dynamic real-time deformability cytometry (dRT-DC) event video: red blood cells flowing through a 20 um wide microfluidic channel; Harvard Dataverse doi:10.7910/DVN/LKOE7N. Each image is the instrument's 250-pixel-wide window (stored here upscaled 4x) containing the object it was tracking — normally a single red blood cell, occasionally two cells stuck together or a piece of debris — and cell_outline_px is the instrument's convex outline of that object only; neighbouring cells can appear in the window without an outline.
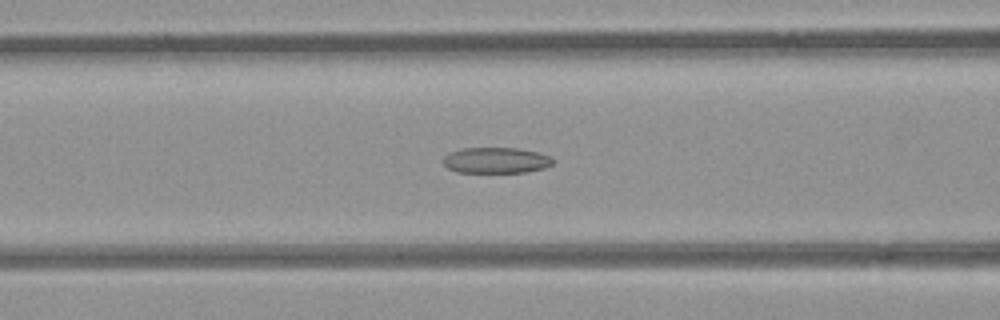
{"species": "common noctule bat (a hibernating species)", "species_latin": "Nyctalus noctula", "temperature_condition": "room temperature", "stored_images_in_passage": 37, "camera_frame_rate_fps": 3000, "um_per_image_px": 0.085, "animal": {"sex": "female", "body_mass_g": 21.9}, "frame": {"image": 1, "passage_image": 6, "time_ms": 1.667, "image_size_px": [1000, 320], "cell_outline_px": [[556, 160], [552, 164], [544, 168], [528, 172], [456, 172], [448, 168], [444, 164], [444, 156], [448, 152], [460, 148], [516, 148], [536, 152], [552, 156]], "centroid_in_image_um": [42.17, 13.62], "position_along_channel_um": 124.4, "area_um2": 16.65}}
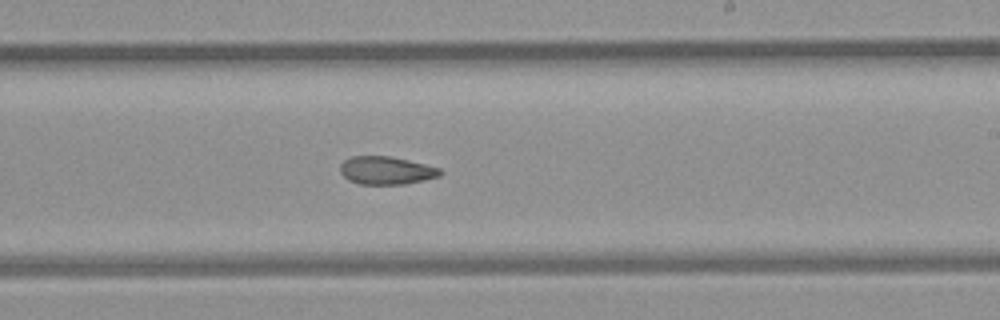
{"frame": {"image": 2, "passage_image": 16, "time_ms": 5.0, "image_size_px": [1000, 320], "cell_outline_px": [[444, 172], [440, 176], [424, 180], [404, 184], [360, 184], [348, 180], [340, 172], [340, 164], [344, 160], [352, 156], [388, 156], [424, 164], [440, 168]], "centroid_in_image_um": [32.82, 14.49], "position_along_channel_um": 256.2, "area_um2": 16.24}}
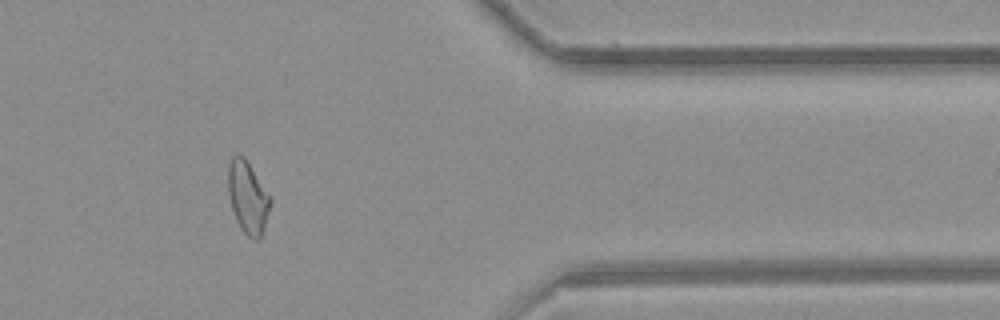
{"frame": {"image": 3, "passage_image": 28, "time_ms": 9.0, "image_size_px": [1000, 320], "cell_outline_px": [[272, 200], [264, 228], [260, 236], [256, 240], [252, 240], [240, 228], [236, 220], [232, 208], [228, 192], [228, 164], [232, 156], [244, 156], [272, 196]], "centroid_in_image_um": [21.08, 16.76], "position_along_channel_um": 390.3, "area_um2": 17.86}, "authors_computed_cell_mechanics": {"area_um2": 17.2822, "velocity_mm_per_s": 3.9557, "shape_relaxation_time_tau1_ms": null, "shape_relaxation_time_tau2_ms": 3.8696, "deformation_change_tau1": null, "deformation_change_tau2": 0.0963}}